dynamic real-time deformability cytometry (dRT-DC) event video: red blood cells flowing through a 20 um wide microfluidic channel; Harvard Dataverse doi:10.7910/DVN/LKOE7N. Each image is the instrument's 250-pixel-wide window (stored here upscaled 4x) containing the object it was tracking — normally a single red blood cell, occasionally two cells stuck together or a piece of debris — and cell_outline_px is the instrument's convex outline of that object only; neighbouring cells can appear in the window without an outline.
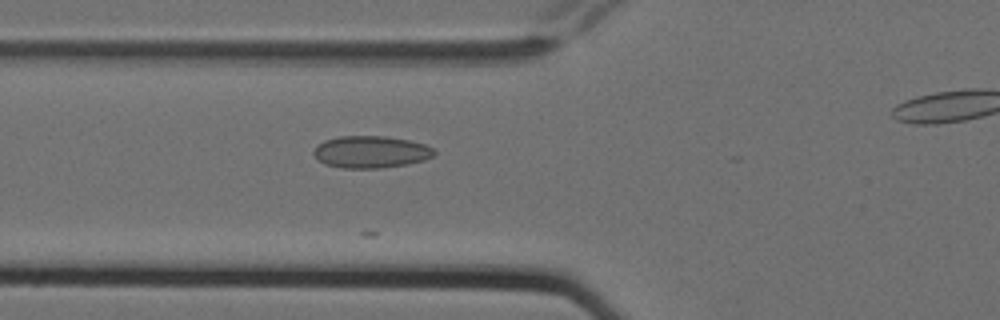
{"species": "Egyptian fruit bat (a non-hibernating species)", "species_latin": "Rousettus aegyptiacus", "temperature_condition": "cold", "stored_images_in_passage": 7, "camera_frame_rate_fps": 3000, "um_per_image_px": 0.085, "animal": {"sex": "female"}, "frame": {"image": 1, "passage_image": 6, "time_ms": 1.667, "image_size_px": [1000, 320], "cell_outline_px": [[436, 152], [432, 156], [424, 160], [408, 164], [380, 168], [340, 168], [324, 164], [312, 152], [324, 140], [340, 136], [388, 136], [408, 140], [424, 144], [432, 148]], "centroid_in_image_um": [31.53, 12.91], "position_along_channel_um": 94.3, "area_um2": 22.43}}